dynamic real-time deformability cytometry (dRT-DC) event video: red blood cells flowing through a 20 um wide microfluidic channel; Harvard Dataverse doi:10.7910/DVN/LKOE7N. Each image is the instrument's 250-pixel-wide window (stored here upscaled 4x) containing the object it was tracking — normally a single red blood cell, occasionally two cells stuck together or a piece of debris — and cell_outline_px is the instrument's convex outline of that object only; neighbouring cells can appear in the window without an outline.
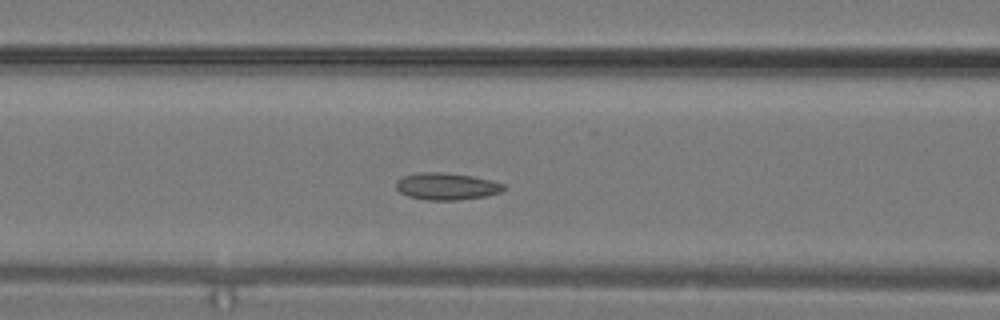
{"species": "common noctule bat (a hibernating species)", "species_latin": "Nyctalus noctula", "temperature_condition": "warm", "stored_images_in_passage": 14, "camera_frame_rate_fps": 3000, "um_per_image_px": 0.085, "animal": {"sex": "male", "body_mass_g": 19.2, "forearm_length_mm": 51.8}, "frame": {"image": 1, "passage_image": 10, "time_ms": 3.0, "image_size_px": [1000, 320], "cell_outline_px": [[508, 188], [500, 192], [484, 196], [460, 200], [428, 200], [408, 196], [400, 192], [396, 188], [396, 180], [404, 176], [420, 172], [444, 172], [472, 176], [492, 180], [504, 184]], "centroid_in_image_um": [37.97, 15.83], "position_along_channel_um": 128.6, "area_um2": 16.99}}
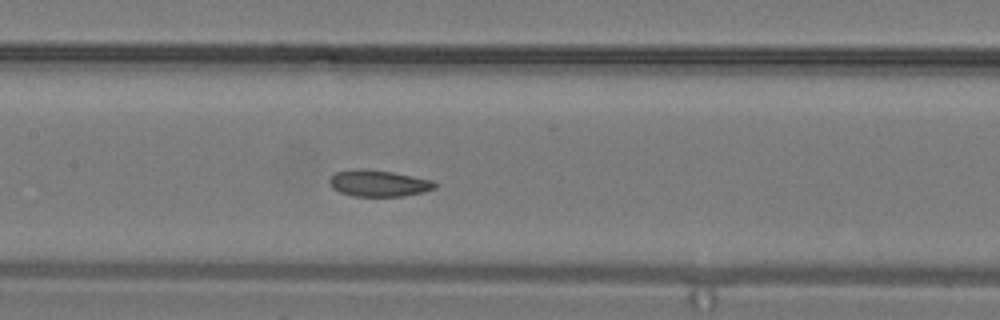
{"frame": {"image": 2, "passage_image": 12, "time_ms": 3.667, "image_size_px": [1000, 320], "cell_outline_px": [[436, 188], [424, 192], [404, 196], [352, 196], [340, 192], [332, 188], [328, 180], [336, 172], [356, 168], [364, 168], [392, 172], [432, 180], [436, 184]], "centroid_in_image_um": [32.17, 15.58], "position_along_channel_um": 175.2, "area_um2": 16.3}}
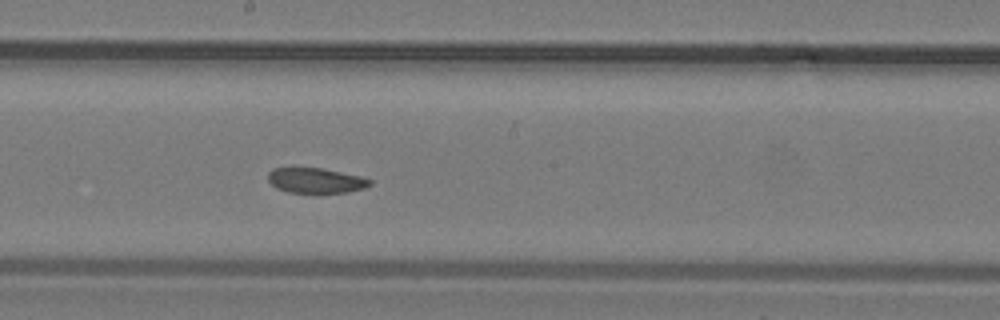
{"frame": {"image": 3, "passage_image": 14, "time_ms": 4.333, "image_size_px": [1000, 320], "cell_outline_px": [[372, 184], [364, 188], [348, 192], [316, 196], [288, 192], [276, 188], [268, 180], [268, 172], [272, 168], [292, 164], [324, 168], [360, 176], [372, 180]], "centroid_in_image_um": [26.77, 15.34], "position_along_channel_um": 221.4, "area_um2": 16.47}}